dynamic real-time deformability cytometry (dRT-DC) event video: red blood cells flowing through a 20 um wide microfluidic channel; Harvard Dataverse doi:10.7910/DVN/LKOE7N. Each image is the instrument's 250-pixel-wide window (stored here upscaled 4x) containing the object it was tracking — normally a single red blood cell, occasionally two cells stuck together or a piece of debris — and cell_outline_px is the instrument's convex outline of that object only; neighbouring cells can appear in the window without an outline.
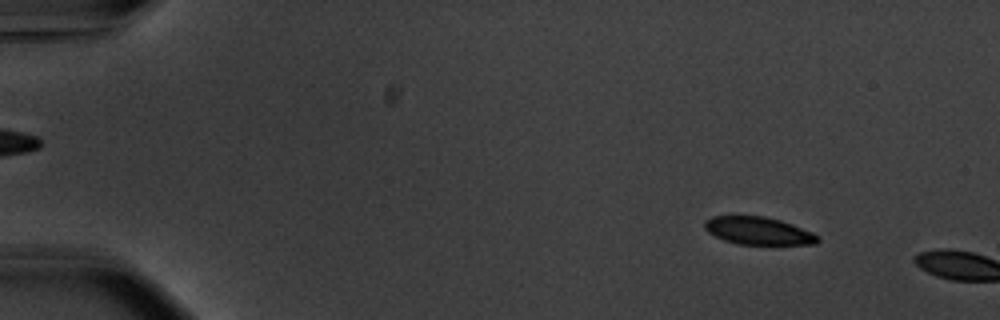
{"species": "common noctule bat (a hibernating species)", "species_latin": "Nyctalus noctula", "temperature_condition": "warm", "stored_images_in_passage": 9, "camera_frame_rate_fps": 3000, "um_per_image_px": 0.085, "animal": {"sex": "male", "body_mass_g": 20.1, "forearm_length_mm": 53.5}, "frame": {"image": 1, "passage_image": 7, "time_ms": 2.0, "image_size_px": [1000, 320], "cell_outline_px": [[820, 240], [816, 244], [736, 244], [724, 240], [708, 232], [704, 228], [704, 220], [712, 216], [764, 216], [780, 220], [792, 224], [812, 232], [820, 236]], "centroid_in_image_um": [64.45, 19.62], "position_along_channel_um": 20.5, "area_um2": 18.26}}